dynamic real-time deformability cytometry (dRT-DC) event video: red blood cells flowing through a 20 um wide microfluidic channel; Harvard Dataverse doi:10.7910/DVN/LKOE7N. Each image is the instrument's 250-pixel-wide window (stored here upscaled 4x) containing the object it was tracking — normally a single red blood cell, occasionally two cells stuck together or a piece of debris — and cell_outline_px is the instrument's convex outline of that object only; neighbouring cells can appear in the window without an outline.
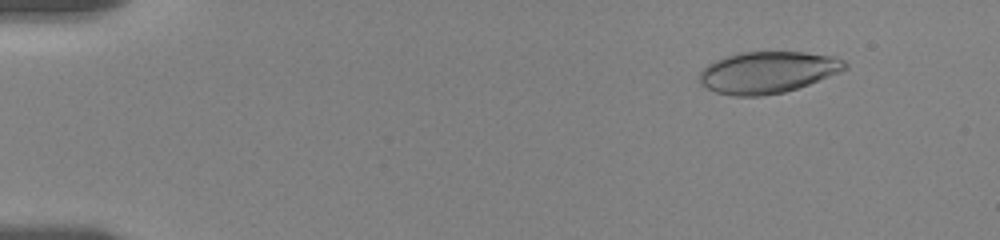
{"species": "human", "species_latin": "Homo sapiens", "temperature_condition": "room temperature", "stored_images_in_passage": 19, "camera_frame_rate_fps": 3000, "um_per_image_px": 0.085, "donor": {"sex": "female"}, "frame": {"image": 1, "passage_image": 4, "time_ms": 1.0, "image_size_px": [1000, 240], "cell_outline_px": [[848, 68], [840, 72], [808, 84], [784, 92], [760, 96], [732, 96], [716, 92], [700, 84], [700, 72], [708, 64], [724, 56], [740, 52], [804, 52], [836, 56], [844, 60], [848, 64]], "centroid_in_image_um": [65.27, 6.14], "position_along_channel_um": 19.7, "area_um2": 35.32}}
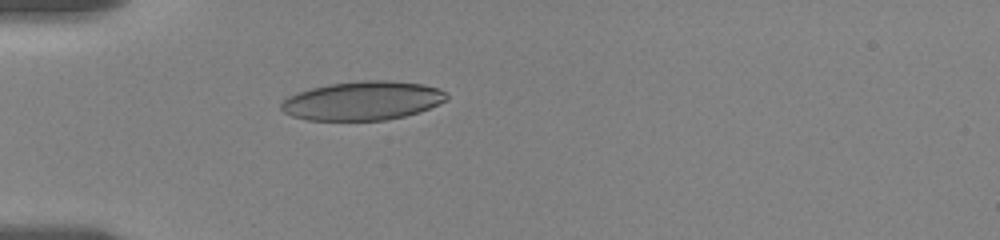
{"frame": {"image": 2, "passage_image": 14, "time_ms": 4.667, "image_size_px": [1000, 240], "cell_outline_px": [[448, 100], [420, 112], [404, 116], [384, 120], [308, 120], [292, 116], [284, 112], [280, 108], [280, 104], [288, 96], [296, 92], [328, 84], [364, 80], [388, 80], [424, 84], [440, 88], [448, 96]], "centroid_in_image_um": [30.84, 8.56], "position_along_channel_um": 54.2, "area_um2": 37.63}}
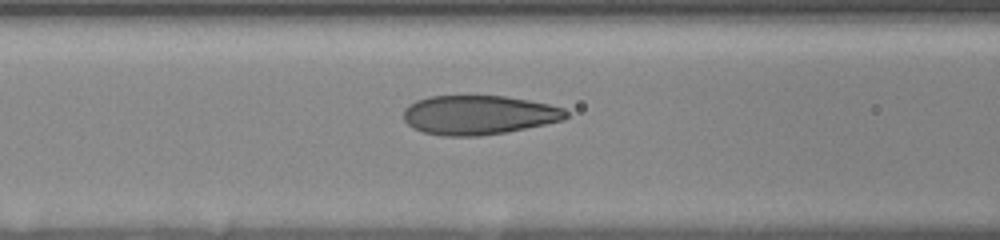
{"frame": {"image": 3, "passage_image": 19, "time_ms": 7.0, "image_size_px": [1000, 240], "cell_outline_px": [[568, 116], [564, 120], [508, 132], [480, 136], [440, 136], [424, 132], [412, 128], [404, 120], [404, 108], [408, 104], [416, 100], [428, 96], [504, 96], [528, 100], [548, 104], [564, 108], [568, 112]], "centroid_in_image_um": [40.67, 9.78], "position_along_channel_um": 125.9, "area_um2": 37.4}}